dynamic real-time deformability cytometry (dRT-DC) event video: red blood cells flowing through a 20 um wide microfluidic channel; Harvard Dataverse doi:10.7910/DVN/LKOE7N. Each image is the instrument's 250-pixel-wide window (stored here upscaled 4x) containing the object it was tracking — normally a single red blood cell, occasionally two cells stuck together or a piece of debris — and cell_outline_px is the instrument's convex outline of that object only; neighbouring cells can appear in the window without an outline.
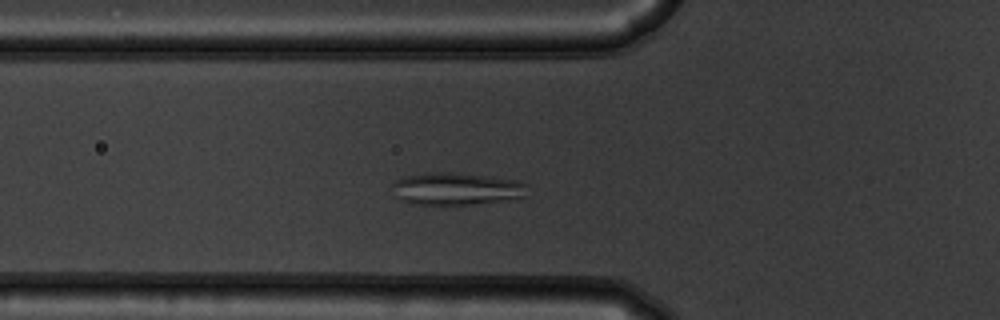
{"species": "common noctule bat (a hibernating species)", "species_latin": "Nyctalus noctula", "temperature_condition": "warm", "stored_images_in_passage": 37, "camera_frame_rate_fps": 3000, "um_per_image_px": 0.085, "animal": {"sex": "male", "body_mass_g": 19.5, "forearm_length_mm": 54.6}, "frame": {"image": 1, "passage_image": 10, "time_ms": 3.0, "image_size_px": [1000, 320], "cell_outline_px": [[528, 184], [520, 196], [472, 204], [444, 208], [412, 204], [400, 200], [396, 196], [392, 184], [396, 180], [404, 176], [424, 172], [456, 172], [520, 180]], "centroid_in_image_um": [38.66, 16.06], "position_along_channel_um": 87.1, "area_um2": 26.01}}
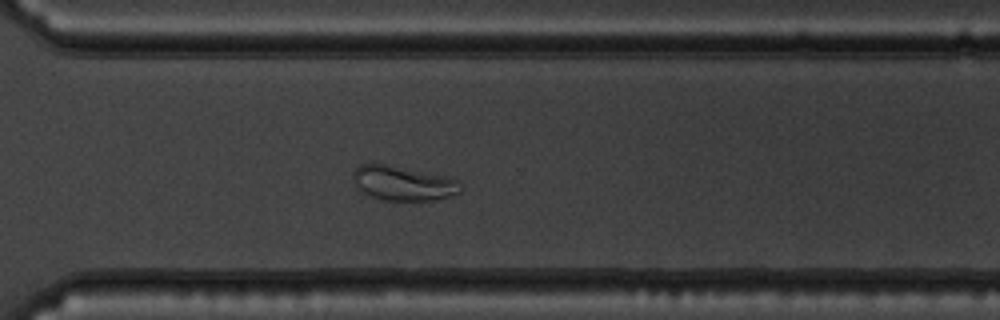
{"frame": {"image": 2, "passage_image": 30, "time_ms": 9.667, "image_size_px": [1000, 320], "cell_outline_px": [[460, 192], [456, 196], [436, 200], [384, 200], [360, 192], [356, 188], [352, 176], [352, 172], [360, 164], [384, 164], [444, 176], [460, 180]], "centroid_in_image_um": [34.26, 15.59], "position_along_channel_um": 336.3, "area_um2": 21.68}}
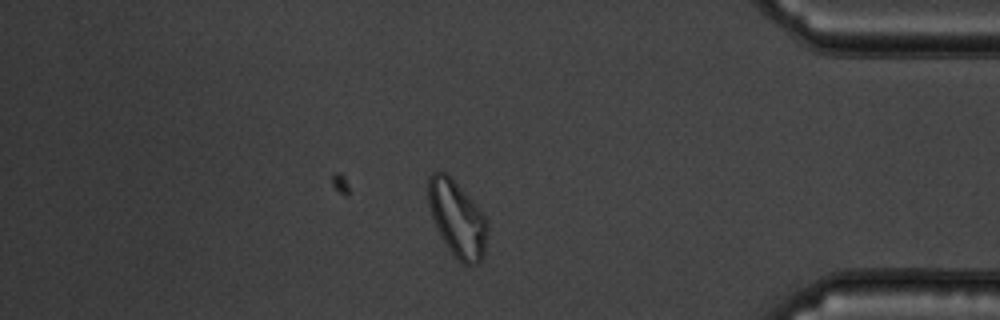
{"frame": {"image": 3, "passage_image": 37, "time_ms": 12.0, "image_size_px": [1000, 320], "cell_outline_px": [[488, 228], [484, 256], [476, 264], [464, 264], [448, 248], [440, 236], [432, 216], [428, 204], [428, 176], [432, 172], [444, 172], [472, 200], [484, 216], [488, 224]], "centroid_in_image_um": [38.86, 18.6], "position_along_channel_um": 396.3, "area_um2": 25.66}}